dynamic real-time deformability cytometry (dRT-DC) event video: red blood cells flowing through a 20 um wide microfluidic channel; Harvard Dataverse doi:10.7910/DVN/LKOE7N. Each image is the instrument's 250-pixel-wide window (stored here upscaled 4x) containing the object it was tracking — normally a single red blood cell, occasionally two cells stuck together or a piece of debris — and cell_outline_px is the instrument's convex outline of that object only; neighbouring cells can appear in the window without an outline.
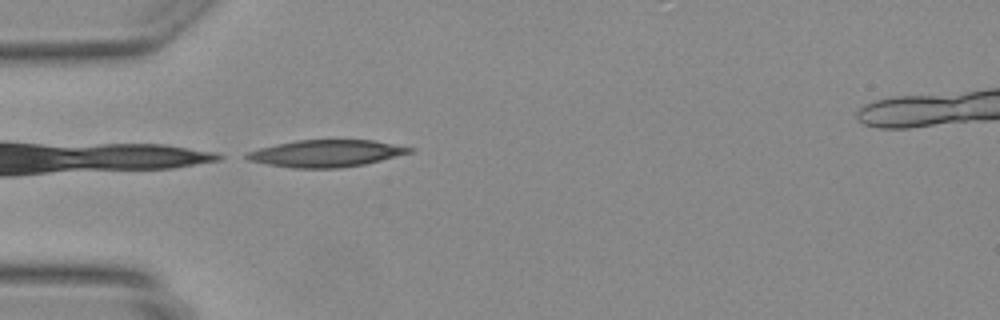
{"species": "Egyptian fruit bat (a non-hibernating species)", "species_latin": "Rousettus aegyptiacus", "temperature_condition": "warm", "stored_images_in_passage": 21, "camera_frame_rate_fps": 3000, "um_per_image_px": 0.085, "animal": {"sex": "female"}, "frame": {"image": 1, "passage_image": 1, "time_ms": 0.0, "image_size_px": [1000, 320], "cell_outline_px": [[416, 148], [412, 152], [364, 164], [340, 168], [292, 168], [268, 164], [248, 160], [240, 156], [248, 152], [260, 148], [276, 144], [296, 140], [372, 140]], "centroid_in_image_um": [27.69, 13.04], "position_along_channel_um": 57.3, "area_um2": 25.55}}
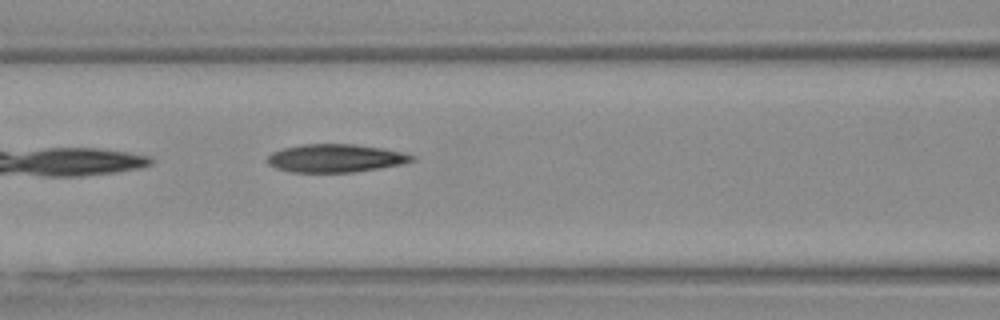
{"frame": {"image": 2, "passage_image": 7, "time_ms": 2.0, "image_size_px": [1000, 320], "cell_outline_px": [[416, 160], [400, 164], [380, 168], [352, 172], [292, 172], [276, 168], [268, 164], [268, 156], [272, 152], [284, 148], [304, 144], [352, 144], [380, 148], [400, 152], [416, 156]], "centroid_in_image_um": [28.51, 13.45], "position_along_channel_um": 138.1, "area_um2": 23.41}}
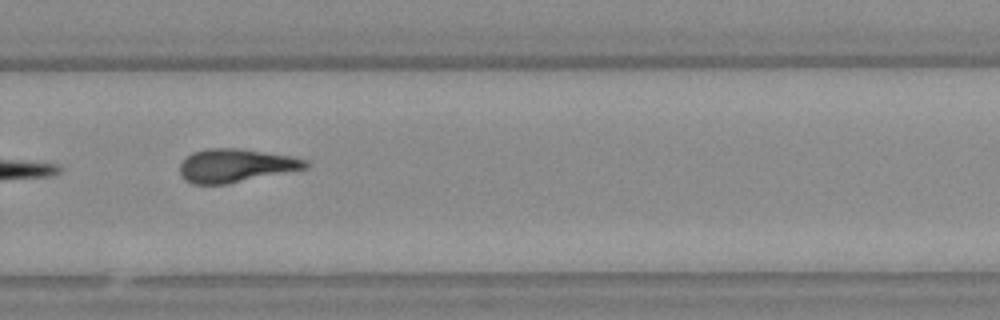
{"frame": {"image": 3, "passage_image": 19, "time_ms": 6.0, "image_size_px": [1000, 320], "cell_outline_px": [[308, 168], [228, 184], [192, 184], [180, 172], [180, 164], [192, 152], [208, 148], [240, 148], [288, 156], [308, 160]], "centroid_in_image_um": [20.05, 14.07], "position_along_channel_um": 309.8, "area_um2": 24.22}}